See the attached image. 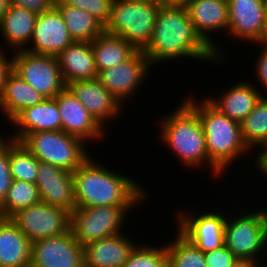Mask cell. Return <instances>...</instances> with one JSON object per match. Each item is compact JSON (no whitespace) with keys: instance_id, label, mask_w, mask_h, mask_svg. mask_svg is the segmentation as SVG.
<instances>
[{"instance_id":"1","label":"cell","mask_w":267,"mask_h":267,"mask_svg":"<svg viewBox=\"0 0 267 267\" xmlns=\"http://www.w3.org/2000/svg\"><path fill=\"white\" fill-rule=\"evenodd\" d=\"M143 52L152 66L179 58L219 63L213 49L195 32L186 6L161 4L150 43Z\"/></svg>"},{"instance_id":"2","label":"cell","mask_w":267,"mask_h":267,"mask_svg":"<svg viewBox=\"0 0 267 267\" xmlns=\"http://www.w3.org/2000/svg\"><path fill=\"white\" fill-rule=\"evenodd\" d=\"M89 157L73 173L76 208L94 206H138L148 199L139 183ZM97 161V162H96ZM138 183V184H137Z\"/></svg>"},{"instance_id":"3","label":"cell","mask_w":267,"mask_h":267,"mask_svg":"<svg viewBox=\"0 0 267 267\" xmlns=\"http://www.w3.org/2000/svg\"><path fill=\"white\" fill-rule=\"evenodd\" d=\"M179 106L160 120V138L185 168L209 166L216 180L222 174L209 162L205 133L198 114L183 100ZM203 164V165H202Z\"/></svg>"},{"instance_id":"4","label":"cell","mask_w":267,"mask_h":267,"mask_svg":"<svg viewBox=\"0 0 267 267\" xmlns=\"http://www.w3.org/2000/svg\"><path fill=\"white\" fill-rule=\"evenodd\" d=\"M202 100V101H201ZM200 101L189 96L184 101L198 114L205 133L209 162L222 175L234 161L253 152L244 143L240 123L216 109L205 97Z\"/></svg>"},{"instance_id":"5","label":"cell","mask_w":267,"mask_h":267,"mask_svg":"<svg viewBox=\"0 0 267 267\" xmlns=\"http://www.w3.org/2000/svg\"><path fill=\"white\" fill-rule=\"evenodd\" d=\"M160 6L157 0L113 1L105 31L122 37L136 50L143 51L150 43Z\"/></svg>"},{"instance_id":"6","label":"cell","mask_w":267,"mask_h":267,"mask_svg":"<svg viewBox=\"0 0 267 267\" xmlns=\"http://www.w3.org/2000/svg\"><path fill=\"white\" fill-rule=\"evenodd\" d=\"M20 142L39 161L71 173L90 157L87 143L62 130L29 133Z\"/></svg>"},{"instance_id":"7","label":"cell","mask_w":267,"mask_h":267,"mask_svg":"<svg viewBox=\"0 0 267 267\" xmlns=\"http://www.w3.org/2000/svg\"><path fill=\"white\" fill-rule=\"evenodd\" d=\"M231 214L225 220V246L237 259L262 265L265 261L263 255L267 252V228L262 211L234 213L237 216ZM259 256L263 257L262 261Z\"/></svg>"},{"instance_id":"8","label":"cell","mask_w":267,"mask_h":267,"mask_svg":"<svg viewBox=\"0 0 267 267\" xmlns=\"http://www.w3.org/2000/svg\"><path fill=\"white\" fill-rule=\"evenodd\" d=\"M136 207L103 205L76 208L71 213L70 229L76 240L84 247L89 243L124 232L121 230L125 227L123 224L126 223L124 222L126 216L132 210H137Z\"/></svg>"},{"instance_id":"9","label":"cell","mask_w":267,"mask_h":267,"mask_svg":"<svg viewBox=\"0 0 267 267\" xmlns=\"http://www.w3.org/2000/svg\"><path fill=\"white\" fill-rule=\"evenodd\" d=\"M13 53V71L44 98H54L66 88L56 57L27 50Z\"/></svg>"},{"instance_id":"10","label":"cell","mask_w":267,"mask_h":267,"mask_svg":"<svg viewBox=\"0 0 267 267\" xmlns=\"http://www.w3.org/2000/svg\"><path fill=\"white\" fill-rule=\"evenodd\" d=\"M177 213V231L185 237L190 243L198 247L201 251L208 252L214 249H218L225 245V220L228 213H224L223 210L218 212L209 211H199L194 210Z\"/></svg>"},{"instance_id":"11","label":"cell","mask_w":267,"mask_h":267,"mask_svg":"<svg viewBox=\"0 0 267 267\" xmlns=\"http://www.w3.org/2000/svg\"><path fill=\"white\" fill-rule=\"evenodd\" d=\"M9 218L31 243L68 232L71 224L70 212L43 202L19 209Z\"/></svg>"},{"instance_id":"12","label":"cell","mask_w":267,"mask_h":267,"mask_svg":"<svg viewBox=\"0 0 267 267\" xmlns=\"http://www.w3.org/2000/svg\"><path fill=\"white\" fill-rule=\"evenodd\" d=\"M152 65L143 51L137 50L128 60L98 72L99 82L119 101L124 104L140 89ZM149 70V72H148ZM130 97V98H129Z\"/></svg>"},{"instance_id":"13","label":"cell","mask_w":267,"mask_h":267,"mask_svg":"<svg viewBox=\"0 0 267 267\" xmlns=\"http://www.w3.org/2000/svg\"><path fill=\"white\" fill-rule=\"evenodd\" d=\"M30 267H85L84 247L71 229L31 243Z\"/></svg>"},{"instance_id":"14","label":"cell","mask_w":267,"mask_h":267,"mask_svg":"<svg viewBox=\"0 0 267 267\" xmlns=\"http://www.w3.org/2000/svg\"><path fill=\"white\" fill-rule=\"evenodd\" d=\"M190 20L195 32L213 49L216 59L225 61L222 48L218 46L213 33L228 31V1L227 0H193L187 6ZM221 30V31H220ZM224 30V31H223ZM213 38V39H212ZM220 49V50H219ZM224 55V56H223Z\"/></svg>"},{"instance_id":"15","label":"cell","mask_w":267,"mask_h":267,"mask_svg":"<svg viewBox=\"0 0 267 267\" xmlns=\"http://www.w3.org/2000/svg\"><path fill=\"white\" fill-rule=\"evenodd\" d=\"M54 99L60 112L62 131L82 139L85 143L89 140L91 143L105 139L106 128L88 112L67 87Z\"/></svg>"},{"instance_id":"16","label":"cell","mask_w":267,"mask_h":267,"mask_svg":"<svg viewBox=\"0 0 267 267\" xmlns=\"http://www.w3.org/2000/svg\"><path fill=\"white\" fill-rule=\"evenodd\" d=\"M228 36L256 46L262 38L267 0H227ZM253 42V43H252Z\"/></svg>"},{"instance_id":"17","label":"cell","mask_w":267,"mask_h":267,"mask_svg":"<svg viewBox=\"0 0 267 267\" xmlns=\"http://www.w3.org/2000/svg\"><path fill=\"white\" fill-rule=\"evenodd\" d=\"M25 50L56 57L75 41L71 37L63 17L56 7L37 15L30 41Z\"/></svg>"},{"instance_id":"18","label":"cell","mask_w":267,"mask_h":267,"mask_svg":"<svg viewBox=\"0 0 267 267\" xmlns=\"http://www.w3.org/2000/svg\"><path fill=\"white\" fill-rule=\"evenodd\" d=\"M41 202L72 213L76 209L72 173L39 161L35 182Z\"/></svg>"},{"instance_id":"19","label":"cell","mask_w":267,"mask_h":267,"mask_svg":"<svg viewBox=\"0 0 267 267\" xmlns=\"http://www.w3.org/2000/svg\"><path fill=\"white\" fill-rule=\"evenodd\" d=\"M66 87L103 127L125 110L97 78L75 81Z\"/></svg>"},{"instance_id":"20","label":"cell","mask_w":267,"mask_h":267,"mask_svg":"<svg viewBox=\"0 0 267 267\" xmlns=\"http://www.w3.org/2000/svg\"><path fill=\"white\" fill-rule=\"evenodd\" d=\"M59 113L54 98H46L35 106L27 107L10 122L17 129L8 138L20 142L29 133L62 130Z\"/></svg>"},{"instance_id":"21","label":"cell","mask_w":267,"mask_h":267,"mask_svg":"<svg viewBox=\"0 0 267 267\" xmlns=\"http://www.w3.org/2000/svg\"><path fill=\"white\" fill-rule=\"evenodd\" d=\"M123 233L84 246L85 267H123L138 245Z\"/></svg>"},{"instance_id":"22","label":"cell","mask_w":267,"mask_h":267,"mask_svg":"<svg viewBox=\"0 0 267 267\" xmlns=\"http://www.w3.org/2000/svg\"><path fill=\"white\" fill-rule=\"evenodd\" d=\"M259 88L252 82L242 79L235 85L229 86L218 98L210 95L206 99L222 114L241 123L263 96Z\"/></svg>"},{"instance_id":"23","label":"cell","mask_w":267,"mask_h":267,"mask_svg":"<svg viewBox=\"0 0 267 267\" xmlns=\"http://www.w3.org/2000/svg\"><path fill=\"white\" fill-rule=\"evenodd\" d=\"M56 58L66 86L75 81L97 78L94 53L89 42H74Z\"/></svg>"},{"instance_id":"24","label":"cell","mask_w":267,"mask_h":267,"mask_svg":"<svg viewBox=\"0 0 267 267\" xmlns=\"http://www.w3.org/2000/svg\"><path fill=\"white\" fill-rule=\"evenodd\" d=\"M37 13L11 6L0 19V36L13 52L25 50L32 39ZM7 42V44H6Z\"/></svg>"},{"instance_id":"25","label":"cell","mask_w":267,"mask_h":267,"mask_svg":"<svg viewBox=\"0 0 267 267\" xmlns=\"http://www.w3.org/2000/svg\"><path fill=\"white\" fill-rule=\"evenodd\" d=\"M31 242L10 218L0 217V267H30Z\"/></svg>"},{"instance_id":"26","label":"cell","mask_w":267,"mask_h":267,"mask_svg":"<svg viewBox=\"0 0 267 267\" xmlns=\"http://www.w3.org/2000/svg\"><path fill=\"white\" fill-rule=\"evenodd\" d=\"M45 99L30 84L12 71L0 96L1 113L6 115V120L11 122L22 110L35 106Z\"/></svg>"},{"instance_id":"27","label":"cell","mask_w":267,"mask_h":267,"mask_svg":"<svg viewBox=\"0 0 267 267\" xmlns=\"http://www.w3.org/2000/svg\"><path fill=\"white\" fill-rule=\"evenodd\" d=\"M97 72L128 60L137 50L122 37L105 30L91 42Z\"/></svg>"},{"instance_id":"28","label":"cell","mask_w":267,"mask_h":267,"mask_svg":"<svg viewBox=\"0 0 267 267\" xmlns=\"http://www.w3.org/2000/svg\"><path fill=\"white\" fill-rule=\"evenodd\" d=\"M61 13L64 23L75 42L94 41L105 26L88 11L69 5H55Z\"/></svg>"},{"instance_id":"29","label":"cell","mask_w":267,"mask_h":267,"mask_svg":"<svg viewBox=\"0 0 267 267\" xmlns=\"http://www.w3.org/2000/svg\"><path fill=\"white\" fill-rule=\"evenodd\" d=\"M240 127L244 143L252 152L267 145V95L260 98Z\"/></svg>"},{"instance_id":"30","label":"cell","mask_w":267,"mask_h":267,"mask_svg":"<svg viewBox=\"0 0 267 267\" xmlns=\"http://www.w3.org/2000/svg\"><path fill=\"white\" fill-rule=\"evenodd\" d=\"M173 237L172 242H165L168 267H207L203 251L190 243L178 231Z\"/></svg>"},{"instance_id":"31","label":"cell","mask_w":267,"mask_h":267,"mask_svg":"<svg viewBox=\"0 0 267 267\" xmlns=\"http://www.w3.org/2000/svg\"><path fill=\"white\" fill-rule=\"evenodd\" d=\"M41 202L36 184L22 180H13L9 191L0 206V217L9 218L19 209Z\"/></svg>"},{"instance_id":"32","label":"cell","mask_w":267,"mask_h":267,"mask_svg":"<svg viewBox=\"0 0 267 267\" xmlns=\"http://www.w3.org/2000/svg\"><path fill=\"white\" fill-rule=\"evenodd\" d=\"M39 160L19 141L10 139V172L13 180L36 182Z\"/></svg>"},{"instance_id":"33","label":"cell","mask_w":267,"mask_h":267,"mask_svg":"<svg viewBox=\"0 0 267 267\" xmlns=\"http://www.w3.org/2000/svg\"><path fill=\"white\" fill-rule=\"evenodd\" d=\"M142 244L138 243L123 267H168L166 245L157 247Z\"/></svg>"},{"instance_id":"34","label":"cell","mask_w":267,"mask_h":267,"mask_svg":"<svg viewBox=\"0 0 267 267\" xmlns=\"http://www.w3.org/2000/svg\"><path fill=\"white\" fill-rule=\"evenodd\" d=\"M113 0H55V5H69L88 11L104 26L111 18Z\"/></svg>"},{"instance_id":"35","label":"cell","mask_w":267,"mask_h":267,"mask_svg":"<svg viewBox=\"0 0 267 267\" xmlns=\"http://www.w3.org/2000/svg\"><path fill=\"white\" fill-rule=\"evenodd\" d=\"M2 135L3 133L0 134V206L13 182L10 172V139Z\"/></svg>"},{"instance_id":"36","label":"cell","mask_w":267,"mask_h":267,"mask_svg":"<svg viewBox=\"0 0 267 267\" xmlns=\"http://www.w3.org/2000/svg\"><path fill=\"white\" fill-rule=\"evenodd\" d=\"M207 267H233L239 259L224 245L204 253Z\"/></svg>"},{"instance_id":"37","label":"cell","mask_w":267,"mask_h":267,"mask_svg":"<svg viewBox=\"0 0 267 267\" xmlns=\"http://www.w3.org/2000/svg\"><path fill=\"white\" fill-rule=\"evenodd\" d=\"M261 48L259 55H257L256 62H253L255 72V82L259 81L258 85L261 87V93L267 95V47L258 44ZM264 90V91H263Z\"/></svg>"},{"instance_id":"38","label":"cell","mask_w":267,"mask_h":267,"mask_svg":"<svg viewBox=\"0 0 267 267\" xmlns=\"http://www.w3.org/2000/svg\"><path fill=\"white\" fill-rule=\"evenodd\" d=\"M11 6L22 7L37 14L55 7V0H9Z\"/></svg>"},{"instance_id":"39","label":"cell","mask_w":267,"mask_h":267,"mask_svg":"<svg viewBox=\"0 0 267 267\" xmlns=\"http://www.w3.org/2000/svg\"><path fill=\"white\" fill-rule=\"evenodd\" d=\"M1 46V45H0ZM3 45L0 47V96L3 92L4 86L7 82L9 75L13 71V58L9 57V54H6L4 50L7 48H3ZM6 55V56H5ZM8 57V59H7Z\"/></svg>"},{"instance_id":"40","label":"cell","mask_w":267,"mask_h":267,"mask_svg":"<svg viewBox=\"0 0 267 267\" xmlns=\"http://www.w3.org/2000/svg\"><path fill=\"white\" fill-rule=\"evenodd\" d=\"M256 152L253 154L255 159L252 158L253 167L258 168L260 174L265 175L264 178L267 179V145L260 147Z\"/></svg>"},{"instance_id":"41","label":"cell","mask_w":267,"mask_h":267,"mask_svg":"<svg viewBox=\"0 0 267 267\" xmlns=\"http://www.w3.org/2000/svg\"><path fill=\"white\" fill-rule=\"evenodd\" d=\"M160 4L187 6L193 0H157Z\"/></svg>"},{"instance_id":"42","label":"cell","mask_w":267,"mask_h":267,"mask_svg":"<svg viewBox=\"0 0 267 267\" xmlns=\"http://www.w3.org/2000/svg\"><path fill=\"white\" fill-rule=\"evenodd\" d=\"M262 266L264 267V265H261V263H256L248 260H239L233 267H262Z\"/></svg>"},{"instance_id":"43","label":"cell","mask_w":267,"mask_h":267,"mask_svg":"<svg viewBox=\"0 0 267 267\" xmlns=\"http://www.w3.org/2000/svg\"><path fill=\"white\" fill-rule=\"evenodd\" d=\"M10 2L9 0H0V19L3 17L5 12L9 9Z\"/></svg>"},{"instance_id":"44","label":"cell","mask_w":267,"mask_h":267,"mask_svg":"<svg viewBox=\"0 0 267 267\" xmlns=\"http://www.w3.org/2000/svg\"><path fill=\"white\" fill-rule=\"evenodd\" d=\"M258 44L263 45L264 47H267V10H266V19H265V27H264L263 35Z\"/></svg>"},{"instance_id":"45","label":"cell","mask_w":267,"mask_h":267,"mask_svg":"<svg viewBox=\"0 0 267 267\" xmlns=\"http://www.w3.org/2000/svg\"><path fill=\"white\" fill-rule=\"evenodd\" d=\"M263 215H264V221H265V225L267 228V208L265 209V207L263 209H261Z\"/></svg>"},{"instance_id":"46","label":"cell","mask_w":267,"mask_h":267,"mask_svg":"<svg viewBox=\"0 0 267 267\" xmlns=\"http://www.w3.org/2000/svg\"><path fill=\"white\" fill-rule=\"evenodd\" d=\"M113 1H120V2H138V1H144V0H113Z\"/></svg>"}]
</instances>
